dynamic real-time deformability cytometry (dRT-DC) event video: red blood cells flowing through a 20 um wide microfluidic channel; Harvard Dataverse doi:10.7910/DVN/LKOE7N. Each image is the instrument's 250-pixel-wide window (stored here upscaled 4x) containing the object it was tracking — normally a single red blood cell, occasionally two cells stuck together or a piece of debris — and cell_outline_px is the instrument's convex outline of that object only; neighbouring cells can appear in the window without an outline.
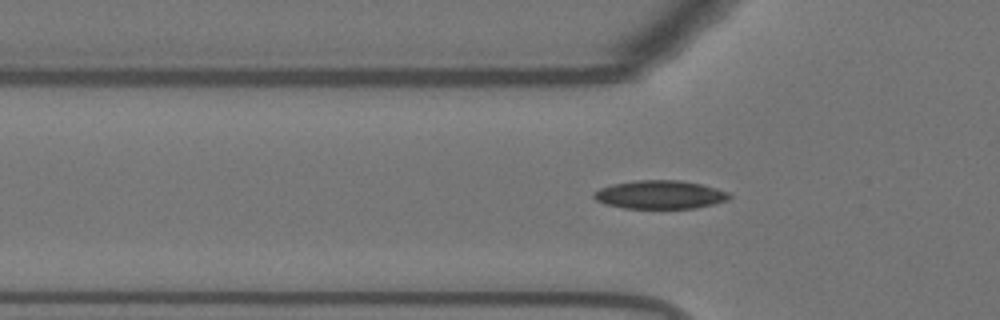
{"species": "Egyptian fruit bat (a non-hibernating species)", "species_latin": "Rousettus aegyptiacus", "temperature_condition": "warm", "stored_images_in_passage": 39, "camera_frame_rate_fps": 3000, "um_per_image_px": 0.085, "animal": {"sex": "female"}, "frame": {"image": 1, "passage_image": 4, "time_ms": 1.0, "image_size_px": [1000, 320], "cell_outline_px": [[732, 196], [728, 200], [696, 208], [624, 208], [604, 204], [596, 200], [592, 196], [592, 192], [600, 188], [612, 184], [636, 180], [680, 180], [700, 184], [716, 188], [728, 192]], "centroid_in_image_um": [56.07, 16.54], "position_along_channel_um": 69.7, "area_um2": 22.48}}
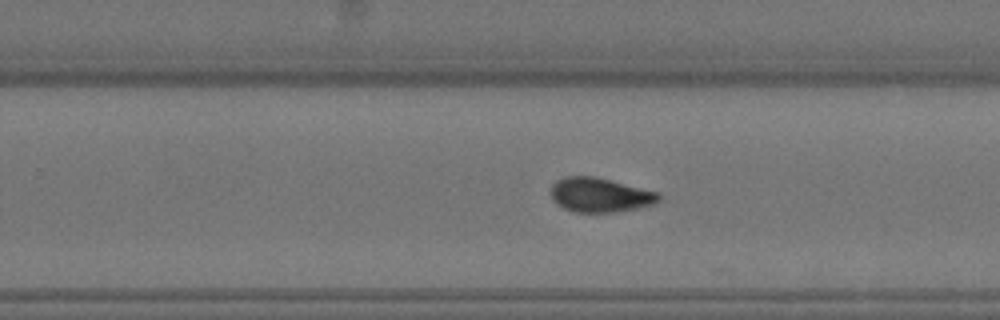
{"frame": {"image": 2, "passage_image": 21, "time_ms": 6.667, "image_size_px": [1000, 320], "cell_outline_px": [[660, 200], [652, 204], [636, 208], [616, 212], [572, 212], [556, 204], [552, 200], [552, 184], [556, 180], [564, 176], [596, 176], [660, 192]], "centroid_in_image_um": [50.99, 16.56], "position_along_channel_um": 278.8, "area_um2": 21.79}}
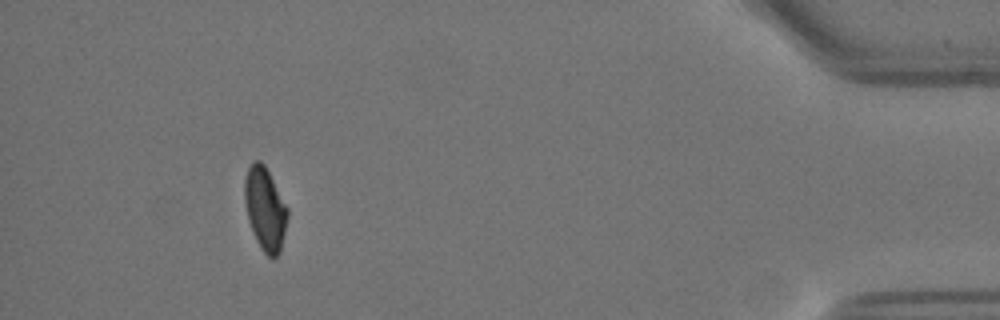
{"frame": {"image": 3, "passage_image": 37, "time_ms": 12.0, "image_size_px": [1000, 320], "cell_outline_px": [[288, 216], [280, 252], [272, 260], [260, 248], [256, 240], [248, 220], [244, 200], [244, 180], [248, 168], [252, 160], [260, 160], [264, 164], [288, 208]], "centroid_in_image_um": [22.52, 17.75], "position_along_channel_um": 412.7, "area_um2": 20.81}}